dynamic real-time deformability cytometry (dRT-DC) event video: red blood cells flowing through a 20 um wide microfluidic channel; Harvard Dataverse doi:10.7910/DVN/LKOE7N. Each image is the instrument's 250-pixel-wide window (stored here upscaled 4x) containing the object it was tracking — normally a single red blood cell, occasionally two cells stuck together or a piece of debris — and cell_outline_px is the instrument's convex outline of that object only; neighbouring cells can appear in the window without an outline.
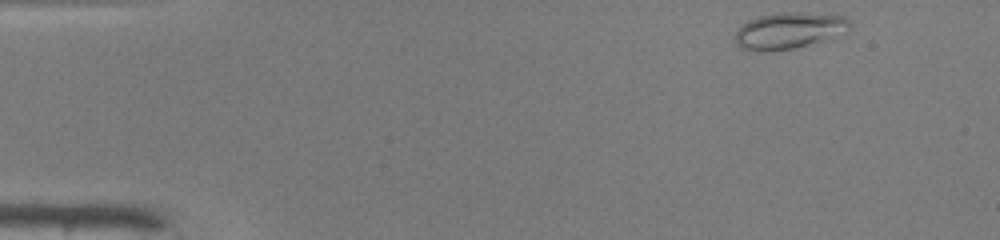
{"species": "common noctule bat (a hibernating species)", "species_latin": "Nyctalus noctula", "temperature_condition": "warm", "stored_images_in_passage": 45, "camera_frame_rate_fps": 3000, "um_per_image_px": 0.085, "animal": {"sex": "male", "body_mass_g": 19.0, "forearm_length_mm": 50.8}, "frame": {"image": 1, "passage_image": 1, "time_ms": 0.0, "image_size_px": [1000, 240], "cell_outline_px": [[848, 32], [808, 44], [792, 48], [756, 52], [740, 48], [736, 44], [736, 28], [748, 20], [756, 16], [776, 12], [800, 12], [844, 16], [848, 20]], "centroid_in_image_um": [66.99, 2.58], "position_along_channel_um": 18.0, "area_um2": 24.22}}
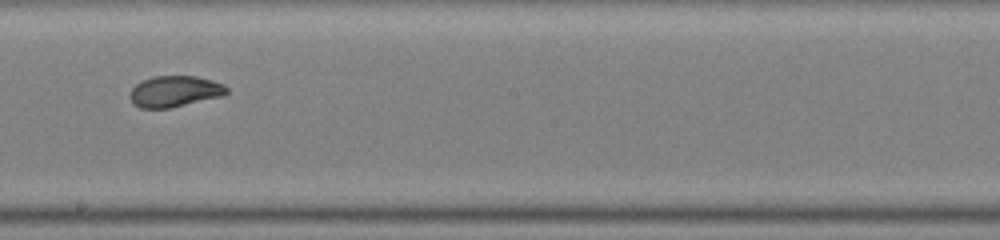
{"frame": {"image": 2, "passage_image": 24, "time_ms": 7.667, "image_size_px": [1000, 240], "cell_outline_px": [[228, 92], [224, 96], [168, 108], [140, 108], [132, 104], [128, 96], [132, 88], [140, 80], [152, 76], [196, 76], [212, 80], [224, 84], [228, 88]], "centroid_in_image_um": [14.83, 7.76], "position_along_channel_um": 233.4, "area_um2": 17.8}}
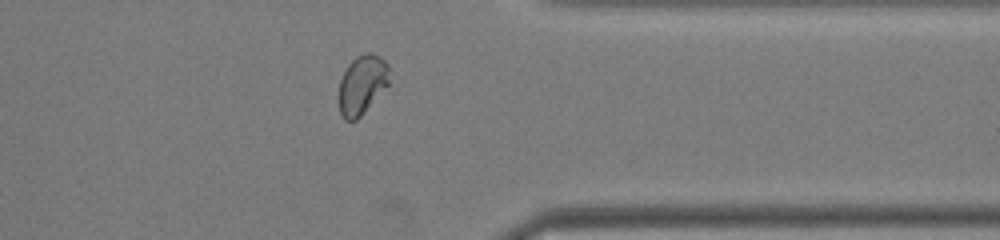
{"frame": {"image": 3, "passage_image": 35, "time_ms": 11.333, "image_size_px": [1000, 240], "cell_outline_px": [[388, 84], [360, 116], [356, 120], [344, 120], [340, 112], [340, 80], [348, 64], [356, 56], [364, 52], [372, 52], [380, 56], [388, 64]], "centroid_in_image_um": [30.77, 7.15], "position_along_channel_um": 380.6, "area_um2": 17.05}, "authors_computed_cell_mechanics": {"area_um2": 18.5538, "velocity_mm_per_s": 4.1698, "shape_relaxation_time_tau1_ms": null, "shape_relaxation_time_tau2_ms": 0.8241, "deformation_change_tau1": null, "deformation_change_tau2": 0.0372}}